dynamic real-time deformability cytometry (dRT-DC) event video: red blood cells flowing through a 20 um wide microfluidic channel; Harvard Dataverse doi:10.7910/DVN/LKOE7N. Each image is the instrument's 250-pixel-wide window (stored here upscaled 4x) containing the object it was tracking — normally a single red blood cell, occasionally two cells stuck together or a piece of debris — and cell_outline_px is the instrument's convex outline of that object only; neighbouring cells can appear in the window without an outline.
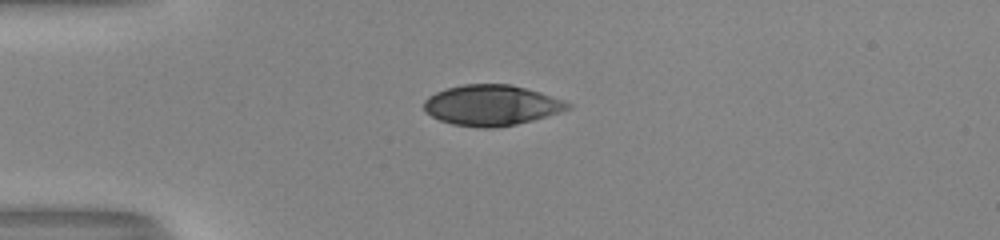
{"species": "human", "species_latin": "Homo sapiens", "temperature_condition": "room temperature", "stored_images_in_passage": 39, "camera_frame_rate_fps": 3000, "um_per_image_px": 0.085, "donor": {"sex": "male"}, "frame": {"image": 1, "passage_image": 1, "time_ms": 0.0, "image_size_px": [1000, 240], "cell_outline_px": [[572, 108], [560, 112], [532, 120], [516, 124], [496, 128], [480, 128], [452, 124], [440, 120], [424, 112], [424, 100], [428, 96], [436, 92], [448, 88], [464, 84], [508, 84], [540, 92], [564, 100], [572, 104]], "centroid_in_image_um": [41.77, 8.95], "position_along_channel_um": 43.2, "area_um2": 33.99}}
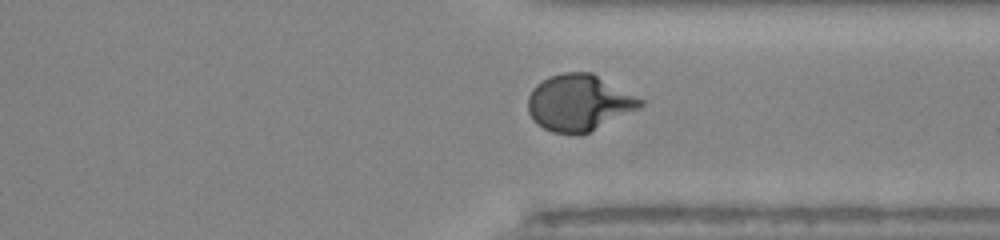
{"frame": {"image": 2, "passage_image": 27, "time_ms": 8.667, "image_size_px": [1000, 240], "cell_outline_px": [[644, 104], [640, 108], [588, 132], [576, 136], [552, 132], [536, 124], [532, 120], [528, 112], [528, 96], [532, 88], [536, 84], [548, 76], [564, 72], [592, 72], [644, 100]], "centroid_in_image_um": [49.18, 8.73], "position_along_channel_um": 362.2, "area_um2": 37.17}}
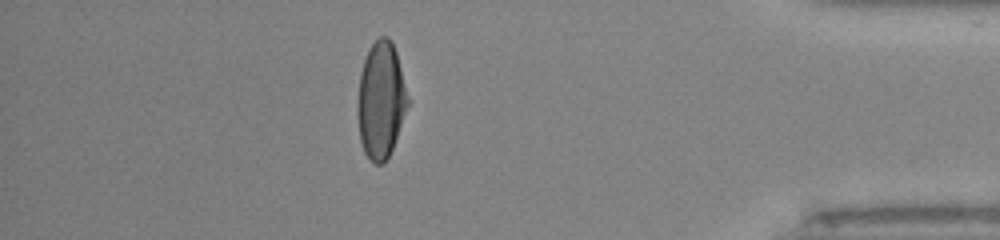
{"frame": {"image": 3, "passage_image": 33, "time_ms": 10.667, "image_size_px": [1000, 240], "cell_outline_px": [[408, 104], [392, 148], [388, 156], [380, 164], [376, 164], [364, 152], [360, 140], [360, 72], [368, 48], [380, 36], [388, 36], [392, 40], [396, 52], [408, 96]], "centroid_in_image_um": [32.4, 8.45], "position_along_channel_um": 402.8, "area_um2": 32.83}, "authors_computed_cell_mechanics": {"area_um2": 35.7782, "velocity_mm_per_s": 4.0203, "shape_relaxation_time_tau1_ms": 4.9299, "shape_relaxation_time_tau2_ms": null, "deformation_change_tau1": 0.233, "deformation_change_tau2": null}}